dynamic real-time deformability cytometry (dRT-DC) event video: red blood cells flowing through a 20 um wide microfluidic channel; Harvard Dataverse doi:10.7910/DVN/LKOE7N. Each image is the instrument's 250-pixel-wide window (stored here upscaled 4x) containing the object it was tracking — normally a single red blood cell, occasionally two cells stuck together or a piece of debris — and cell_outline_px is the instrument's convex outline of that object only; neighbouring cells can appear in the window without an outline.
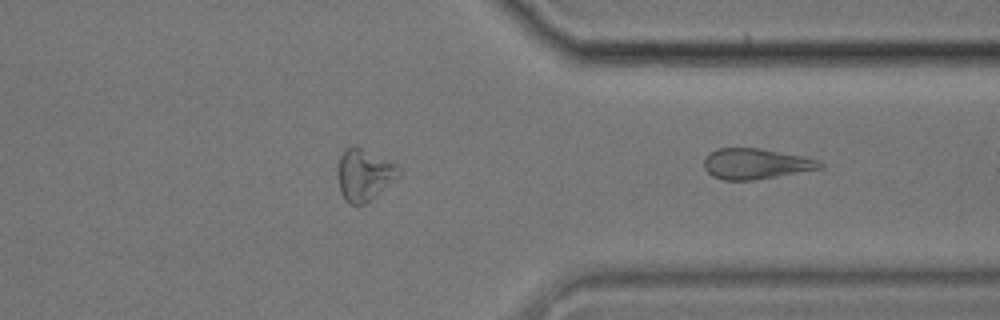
{"species": "common noctule bat (a hibernating species)", "species_latin": "Nyctalus noctula", "temperature_condition": "cold", "stored_images_in_passage": 38, "segment_of_instrument_passage": [2, 2], "camera_frame_rate_fps": 3000, "um_per_image_px": 0.085, "animal": {"sex": "male", "body_mass_g": 17.9}, "frame": {"image": 1, "passage_image": 38, "time_ms": 12.333, "image_size_px": [1000, 320], "cell_outline_px": [[824, 168], [756, 180], [724, 180], [712, 176], [704, 168], [704, 160], [716, 148], [760, 148], [804, 156], [820, 160], [824, 164]], "centroid_in_image_um": [64.29, 13.92], "position_along_channel_um": 347.1, "area_um2": 20.81}}